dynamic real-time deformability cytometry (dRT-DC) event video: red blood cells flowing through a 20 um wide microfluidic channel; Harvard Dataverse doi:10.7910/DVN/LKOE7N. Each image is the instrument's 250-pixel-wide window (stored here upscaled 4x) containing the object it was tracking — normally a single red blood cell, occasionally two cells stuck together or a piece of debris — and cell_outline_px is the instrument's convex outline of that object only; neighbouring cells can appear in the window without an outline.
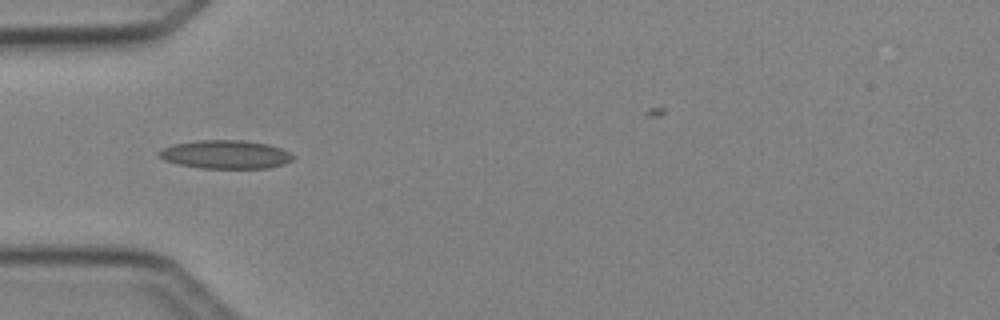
{"species": "Egyptian fruit bat (a non-hibernating species)", "species_latin": "Rousettus aegyptiacus", "temperature_condition": "cold", "stored_images_in_passage": 3, "camera_frame_rate_fps": 3000, "um_per_image_px": 0.085, "animal": {"sex": "female"}, "frame": {"image": 1, "passage_image": 1, "time_ms": 0.0, "image_size_px": [1000, 320], "cell_outline_px": [[296, 156], [292, 160], [284, 164], [268, 168], [200, 168], [180, 164], [164, 160], [156, 152], [160, 148], [172, 144], [196, 140], [240, 140], [268, 144], [280, 148]], "centroid_in_image_um": [19.15, 13.12], "position_along_channel_um": 65.9, "area_um2": 22.31}}
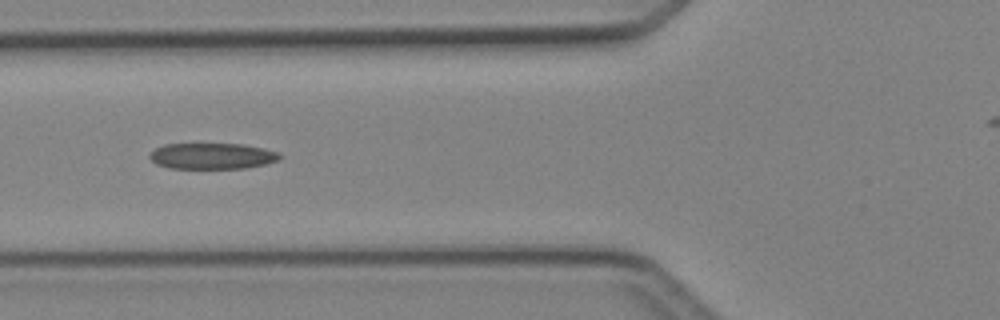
{"frame": {"image": 2, "passage_image": 2, "time_ms": 1.0, "image_size_px": [1000, 320], "cell_outline_px": [[280, 156], [276, 160], [264, 164], [244, 168], [168, 168], [156, 164], [148, 156], [156, 148], [164, 144], [244, 144], [264, 148], [280, 152]], "centroid_in_image_um": [18.02, 13.26], "position_along_channel_um": 107.8, "area_um2": 19.59}}
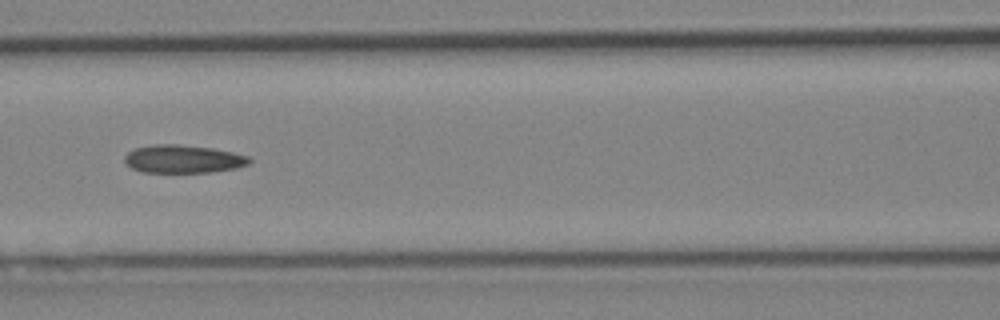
{"frame": {"image": 3, "passage_image": 3, "time_ms": 2.0, "image_size_px": [1000, 320], "cell_outline_px": [[252, 160], [248, 164], [236, 168], [212, 172], [144, 172], [132, 168], [124, 160], [124, 156], [128, 152], [136, 148], [156, 144], [176, 144], [212, 148], [232, 152], [248, 156]], "centroid_in_image_um": [15.58, 13.51], "position_along_channel_um": 151.0, "area_um2": 20.23}}